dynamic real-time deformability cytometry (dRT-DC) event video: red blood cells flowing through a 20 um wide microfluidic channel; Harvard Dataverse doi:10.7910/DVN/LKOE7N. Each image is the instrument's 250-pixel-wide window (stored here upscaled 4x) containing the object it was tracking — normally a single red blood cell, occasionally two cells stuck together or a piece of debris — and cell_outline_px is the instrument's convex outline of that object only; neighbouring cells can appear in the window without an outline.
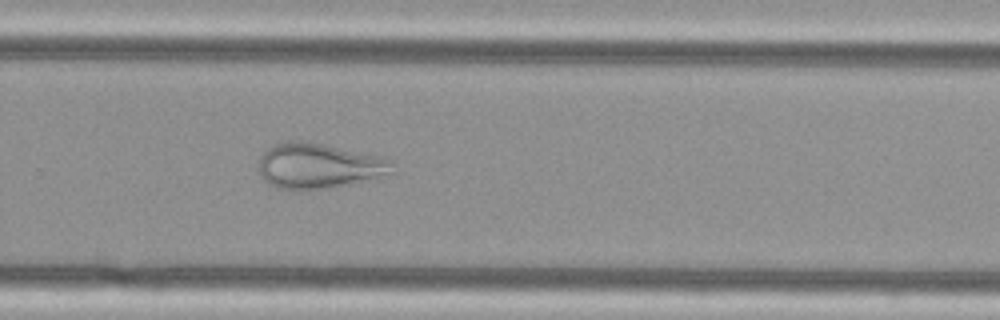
{"species": "Egyptian fruit bat (a non-hibernating species)", "species_latin": "Rousettus aegyptiacus", "temperature_condition": "cold", "stored_images_in_passage": 51, "camera_frame_rate_fps": 3000, "um_per_image_px": 0.085, "animal": {"sex": "female"}, "frame": {"image": 1, "passage_image": 37, "time_ms": 12.0, "image_size_px": [1000, 320], "cell_outline_px": [[392, 172], [348, 184], [328, 188], [276, 188], [264, 180], [260, 176], [260, 160], [264, 152], [268, 148], [276, 144], [292, 140], [300, 140], [380, 156], [392, 160]], "centroid_in_image_um": [27.05, 14.08], "position_along_channel_um": 302.7, "area_um2": 34.16}}
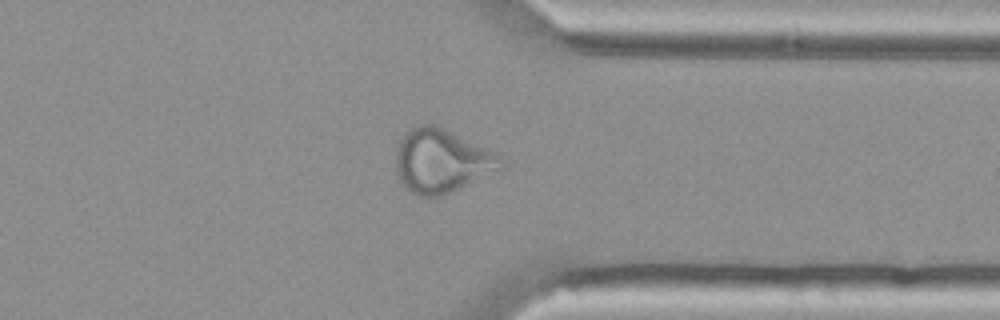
{"frame": {"image": 2, "passage_image": 43, "time_ms": 14.0, "image_size_px": [1000, 320], "cell_outline_px": [[504, 168], [460, 188], [440, 196], [416, 196], [400, 180], [396, 172], [396, 148], [400, 140], [412, 128], [420, 124], [432, 124], [496, 152], [500, 156], [504, 164]], "centroid_in_image_um": [37.54, 13.7], "position_along_channel_um": 373.9, "area_um2": 38.44}}
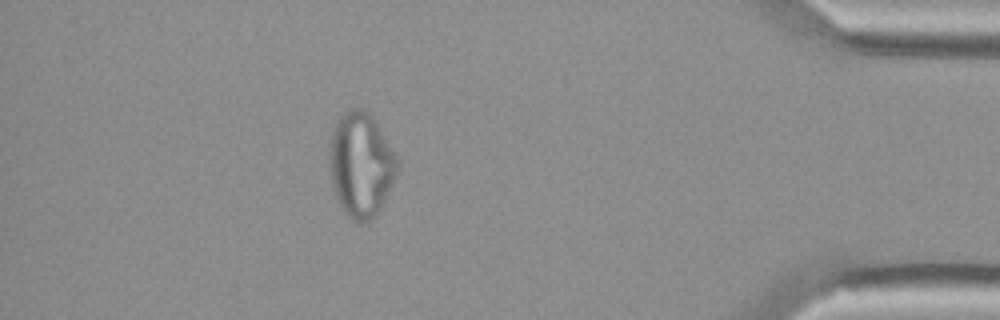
{"frame": {"image": 3, "passage_image": 49, "time_ms": 16.0, "image_size_px": [1000, 320], "cell_outline_px": [[400, 164], [396, 176], [376, 216], [364, 224], [360, 224], [348, 216], [344, 212], [336, 196], [332, 184], [328, 160], [332, 136], [336, 124], [340, 116], [344, 112], [352, 108], [364, 108], [372, 116], [400, 160]], "centroid_in_image_um": [30.7, 14.01], "position_along_channel_um": 404.5, "area_um2": 41.38}}